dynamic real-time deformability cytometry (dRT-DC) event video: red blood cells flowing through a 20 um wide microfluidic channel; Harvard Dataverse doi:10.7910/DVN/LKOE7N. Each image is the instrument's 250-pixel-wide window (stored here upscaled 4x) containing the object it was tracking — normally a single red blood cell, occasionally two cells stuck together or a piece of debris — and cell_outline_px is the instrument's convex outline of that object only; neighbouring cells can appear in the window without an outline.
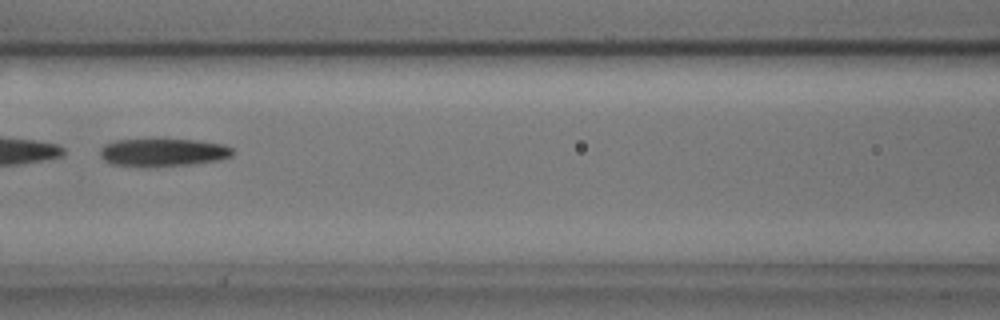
{"species": "common noctule bat (a hibernating species)", "species_latin": "Nyctalus noctula", "temperature_condition": "cold", "stored_images_in_passage": 14, "camera_frame_rate_fps": 3000, "um_per_image_px": 0.085, "animal": {"sex": "male", "body_mass_g": 17.9, "forearm_length_mm": 54.2}, "frame": {"image": 1, "passage_image": 8, "time_ms": 2.333, "image_size_px": [1000, 320], "cell_outline_px": [[236, 152], [232, 156], [220, 160], [192, 164], [148, 168], [112, 164], [104, 160], [100, 156], [100, 148], [104, 144], [116, 140], [152, 136], [160, 136], [196, 140], [224, 144], [232, 148]], "centroid_in_image_um": [13.84, 12.91], "position_along_channel_um": 152.8, "area_um2": 23.12}}